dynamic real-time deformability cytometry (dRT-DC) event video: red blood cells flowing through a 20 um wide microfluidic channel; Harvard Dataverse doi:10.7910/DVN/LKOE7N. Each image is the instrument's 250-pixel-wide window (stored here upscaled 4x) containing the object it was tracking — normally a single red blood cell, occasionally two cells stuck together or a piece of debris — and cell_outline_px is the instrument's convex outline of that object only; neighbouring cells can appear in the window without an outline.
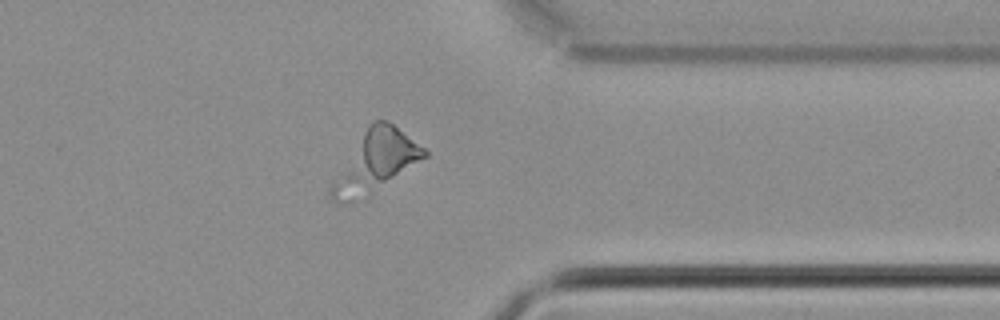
{"species": "common noctule bat (a hibernating species)", "species_latin": "Nyctalus noctula", "temperature_condition": "cold", "stored_images_in_passage": 32, "camera_frame_rate_fps": 3000, "um_per_image_px": 0.085, "animal": {"sex": "male", "body_mass_g": 21.5, "forearm_length_mm": 52.0}, "frame": {"image": 1, "passage_image": 25, "time_ms": 8.0, "image_size_px": [1000, 320], "cell_outline_px": [[428, 156], [356, 200], [344, 204], [332, 200], [328, 196], [328, 188], [332, 180], [368, 124], [372, 120], [388, 120], [424, 148], [428, 152]], "centroid_in_image_um": [31.85, 13.7], "position_along_channel_um": 379.6, "area_um2": 31.91}}